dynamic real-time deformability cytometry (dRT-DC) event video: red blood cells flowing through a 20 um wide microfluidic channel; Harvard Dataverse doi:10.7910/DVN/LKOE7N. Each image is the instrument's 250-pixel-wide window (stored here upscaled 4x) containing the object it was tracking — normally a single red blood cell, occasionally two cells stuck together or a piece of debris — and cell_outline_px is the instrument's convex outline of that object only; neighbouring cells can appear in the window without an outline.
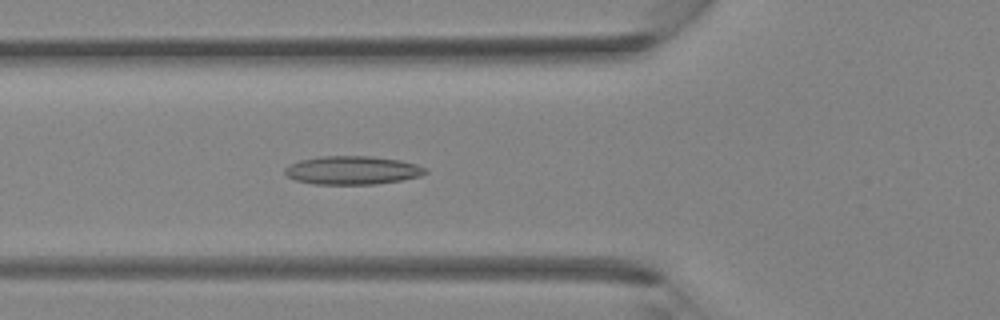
{"species": "Egyptian fruit bat (a non-hibernating species)", "species_latin": "Rousettus aegyptiacus", "temperature_condition": "room temperature", "stored_images_in_passage": 36, "camera_frame_rate_fps": 3000, "um_per_image_px": 0.085, "animal": {"sex": "female"}, "frame": {"image": 1, "passage_image": 13, "time_ms": 4.0, "image_size_px": [1000, 320], "cell_outline_px": [[428, 172], [420, 176], [400, 180], [376, 184], [312, 184], [296, 180], [288, 176], [284, 172], [284, 168], [300, 160], [320, 156], [372, 156], [400, 160], [416, 164], [428, 168]], "centroid_in_image_um": [29.98, 14.47], "position_along_channel_um": 95.8, "area_um2": 23.29}}
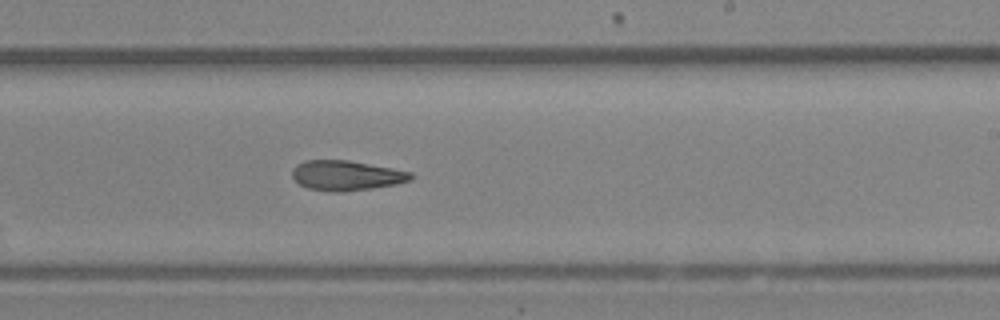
{"frame": {"image": 2, "passage_image": 22, "time_ms": 7.0, "image_size_px": [1000, 320], "cell_outline_px": [[412, 180], [396, 184], [372, 188], [340, 192], [332, 192], [308, 188], [300, 184], [292, 176], [292, 168], [296, 164], [304, 160], [348, 160], [392, 168], [412, 172]], "centroid_in_image_um": [29.43, 14.91], "position_along_channel_um": 259.6, "area_um2": 20.69}}
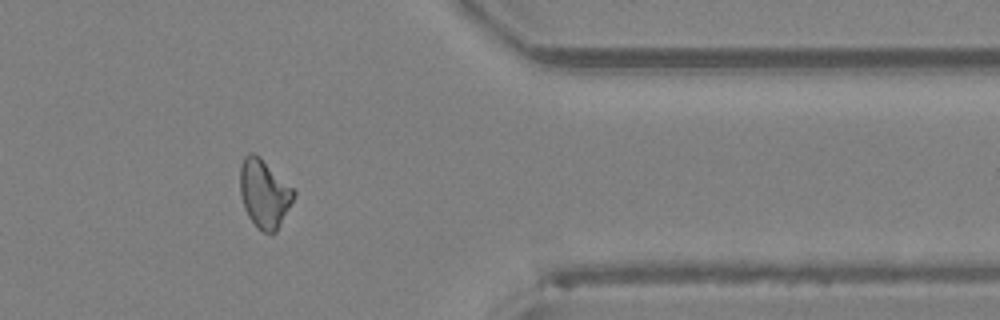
{"frame": {"image": 3, "passage_image": 30, "time_ms": 9.667, "image_size_px": [1000, 320], "cell_outline_px": [[296, 192], [276, 232], [264, 232], [248, 216], [244, 208], [240, 196], [240, 164], [244, 156], [248, 152], [252, 152], [260, 156]], "centroid_in_image_um": [22.42, 16.4], "position_along_channel_um": 389.0, "area_um2": 20.98}}